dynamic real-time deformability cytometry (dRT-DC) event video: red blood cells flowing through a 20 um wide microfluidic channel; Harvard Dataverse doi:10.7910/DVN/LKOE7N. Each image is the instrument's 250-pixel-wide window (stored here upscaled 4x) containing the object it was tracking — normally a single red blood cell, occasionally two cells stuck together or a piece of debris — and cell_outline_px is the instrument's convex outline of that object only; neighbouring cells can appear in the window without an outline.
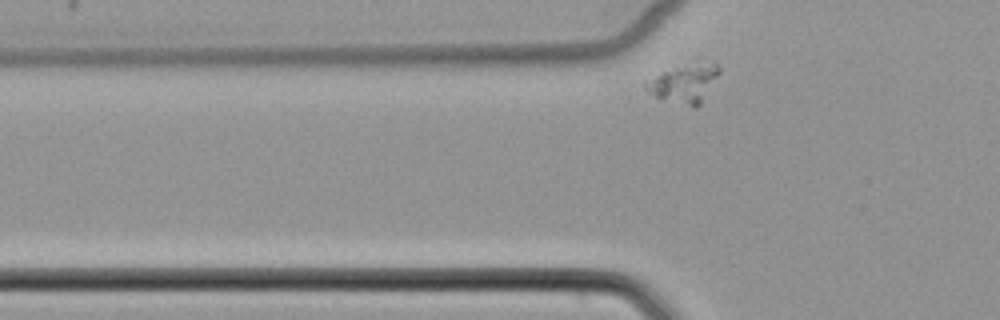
{"species": "common noctule bat (a hibernating species)", "species_latin": "Nyctalus noctula", "temperature_condition": "cold", "stored_images_in_passage": 30, "camera_frame_rate_fps": 3000, "um_per_image_px": 0.085, "animal": {"sex": "female", "body_mass_g": 22.7, "forearm_length_mm": 54.2}, "frame": {"image": 1, "passage_image": 2, "time_ms": 0.333, "image_size_px": [1000, 320], "cell_outline_px": [[720, 72], [700, 104], [696, 108], [692, 108], [656, 96], [648, 92], [644, 88], [644, 84], [656, 76], [696, 56], [700, 56], [716, 64], [720, 68]], "centroid_in_image_um": [58.25, 6.98], "position_along_channel_um": 67.6, "area_um2": 16.99}}
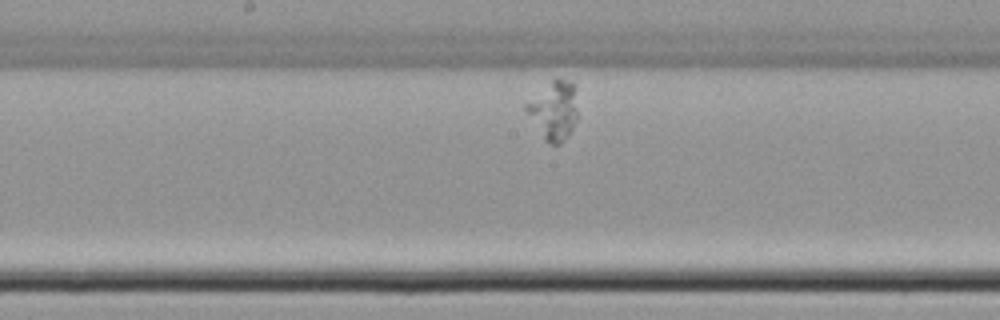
{"frame": {"image": 2, "passage_image": 14, "time_ms": 4.333, "image_size_px": [1000, 320], "cell_outline_px": [[576, 120], [568, 136], [560, 144], [552, 144], [544, 140], [524, 108], [524, 104], [552, 80], [572, 80], [576, 88]], "centroid_in_image_um": [47.08, 9.38], "position_along_channel_um": 201.1, "area_um2": 17.34}}
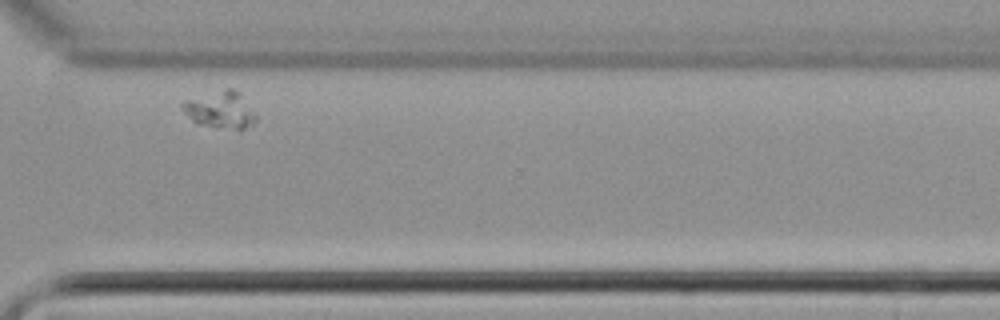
{"frame": {"image": 3, "passage_image": 27, "time_ms": 8.667, "image_size_px": [1000, 320], "cell_outline_px": [[256, 120], [252, 124], [244, 128], [236, 128], [196, 124], [180, 108], [180, 104], [184, 100], [224, 88], [232, 88], [240, 92], [256, 116]], "centroid_in_image_um": [18.68, 9.29], "position_along_channel_um": 351.9, "area_um2": 15.61}}